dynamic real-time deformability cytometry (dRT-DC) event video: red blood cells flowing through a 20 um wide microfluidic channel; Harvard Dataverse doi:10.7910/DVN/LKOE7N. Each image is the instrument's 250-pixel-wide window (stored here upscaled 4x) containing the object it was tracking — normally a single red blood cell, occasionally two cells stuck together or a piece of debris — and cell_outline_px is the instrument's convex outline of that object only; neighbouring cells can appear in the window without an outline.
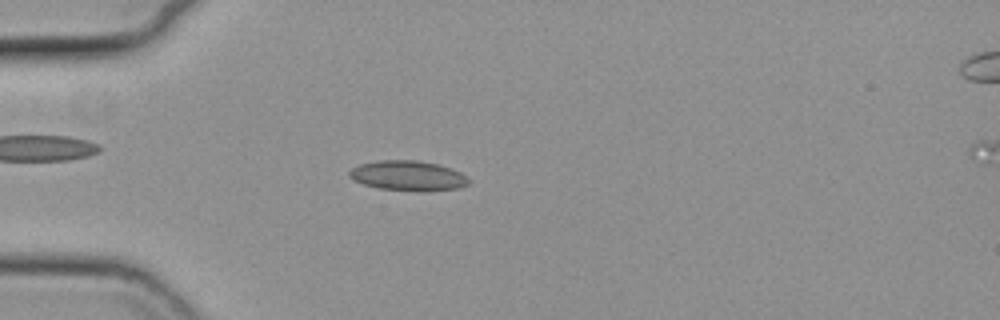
{"species": "common noctule bat (a hibernating species)", "species_latin": "Nyctalus noctula", "temperature_condition": "cold", "stored_images_in_passage": 10, "camera_frame_rate_fps": 3000, "um_per_image_px": 0.085, "animal": {"sex": "female", "body_mass_g": 19.3, "forearm_length_mm": 54.1}, "frame": {"image": 1, "passage_image": 8, "time_ms": 2.333, "image_size_px": [1000, 320], "cell_outline_px": [[468, 184], [460, 188], [424, 192], [416, 192], [376, 188], [352, 180], [348, 176], [348, 172], [352, 168], [360, 164], [380, 160], [416, 160], [440, 164], [452, 168], [460, 172], [468, 180]], "centroid_in_image_um": [34.66, 14.95], "position_along_channel_um": 50.3, "area_um2": 21.21}}